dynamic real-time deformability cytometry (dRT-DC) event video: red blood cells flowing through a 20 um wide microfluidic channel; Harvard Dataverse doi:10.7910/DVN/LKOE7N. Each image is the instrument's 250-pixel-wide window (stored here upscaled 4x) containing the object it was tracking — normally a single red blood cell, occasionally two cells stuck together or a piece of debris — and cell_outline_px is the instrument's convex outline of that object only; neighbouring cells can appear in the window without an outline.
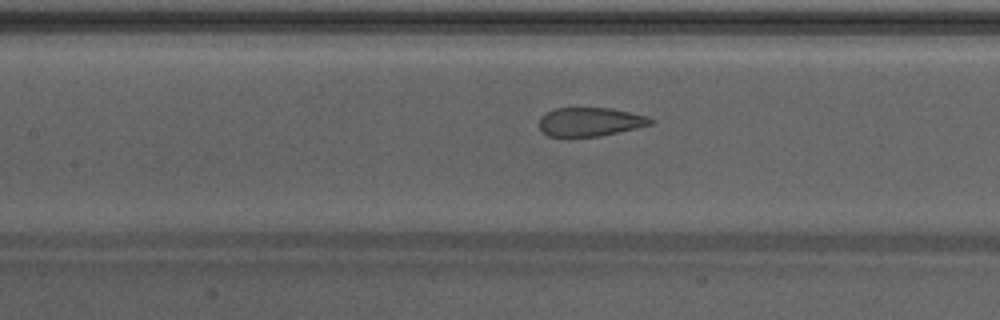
{"species": "Egyptian fruit bat (a non-hibernating species)", "species_latin": "Rousettus aegyptiacus", "temperature_condition": "warm", "stored_images_in_passage": 32, "camera_frame_rate_fps": 3000, "um_per_image_px": 0.085, "animal": {"sex": "male"}, "frame": {"image": 1, "passage_image": 13, "time_ms": 4.0, "image_size_px": [1000, 320], "cell_outline_px": [[656, 120], [652, 124], [636, 128], [600, 136], [548, 136], [540, 128], [540, 116], [552, 108], [612, 108], [648, 116]], "centroid_in_image_um": [50.18, 10.34], "position_along_channel_um": 157.2, "area_um2": 18.67}}
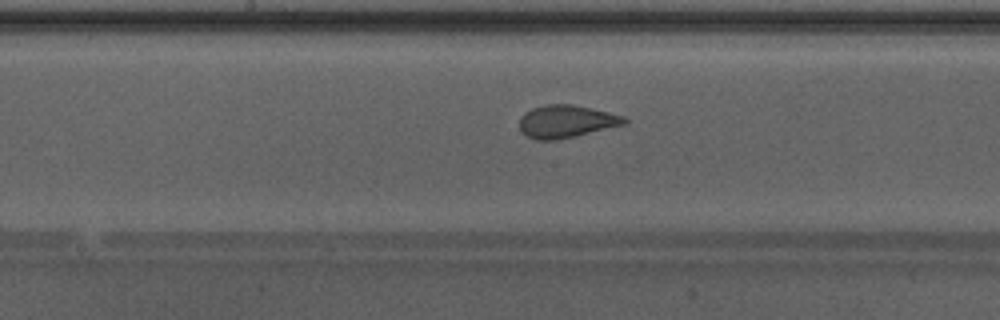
{"frame": {"image": 2, "passage_image": 16, "time_ms": 5.0, "image_size_px": [1000, 320], "cell_outline_px": [[628, 124], [576, 136], [556, 140], [536, 140], [524, 136], [520, 132], [520, 116], [524, 112], [532, 108], [544, 104], [572, 104], [592, 108], [624, 116], [628, 120]], "centroid_in_image_um": [48.12, 10.33], "position_along_channel_um": 200.1, "area_um2": 20.35}}
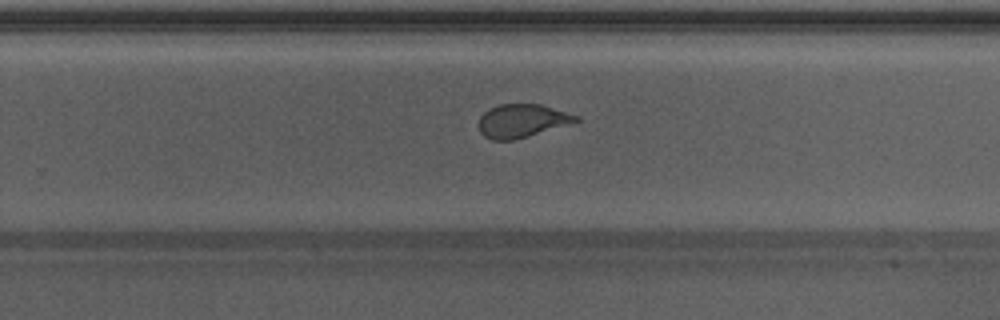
{"frame": {"image": 3, "passage_image": 22, "time_ms": 7.0, "image_size_px": [1000, 320], "cell_outline_px": [[580, 120], [528, 136], [512, 140], [492, 140], [484, 136], [480, 132], [476, 124], [480, 116], [488, 108], [500, 104], [540, 104], [580, 116]], "centroid_in_image_um": [44.3, 10.26], "position_along_channel_um": 285.5, "area_um2": 18.84}, "authors_computed_cell_mechanics": {"area_um2": 20.3745, "velocity_mm_per_s": 4.2833, "shape_relaxation_time_tau1_ms": 7.9373, "shape_relaxation_time_tau2_ms": 0.5951, "deformation_change_tau1": 0.2123, "deformation_change_tau2": 0.064}}